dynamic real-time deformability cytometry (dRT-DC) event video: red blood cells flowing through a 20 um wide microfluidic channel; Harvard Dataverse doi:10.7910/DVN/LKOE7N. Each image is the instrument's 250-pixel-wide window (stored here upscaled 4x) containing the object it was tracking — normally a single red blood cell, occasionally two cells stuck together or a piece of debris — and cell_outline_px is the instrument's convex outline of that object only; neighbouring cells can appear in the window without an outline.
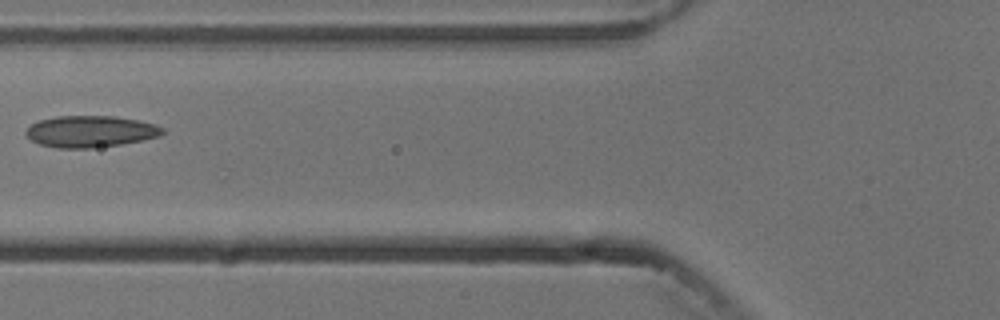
{"species": "common noctule bat (a hibernating species)", "species_latin": "Nyctalus noctula", "temperature_condition": "cold", "stored_images_in_passage": 4, "camera_frame_rate_fps": 3000, "um_per_image_px": 0.085, "animal": {"sex": "male", "body_mass_g": 13.3}, "frame": {"image": 1, "passage_image": 2, "time_ms": 1.333, "image_size_px": [1000, 320], "cell_outline_px": [[164, 132], [160, 136], [144, 140], [120, 144], [92, 148], [60, 148], [40, 144], [32, 140], [24, 132], [32, 124], [40, 120], [56, 116], [112, 116], [140, 120], [156, 124], [164, 128]], "centroid_in_image_um": [7.73, 11.17], "position_along_channel_um": 118.1, "area_um2": 25.09}}
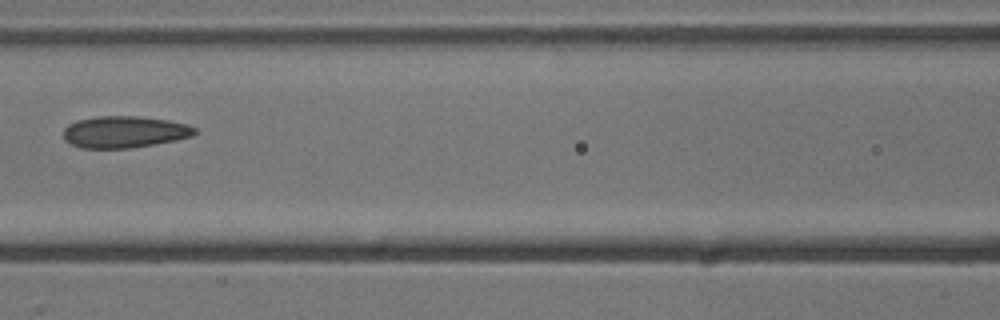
{"frame": {"image": 2, "passage_image": 3, "time_ms": 2.333, "image_size_px": [1000, 320], "cell_outline_px": [[200, 132], [192, 136], [176, 140], [128, 148], [80, 148], [64, 140], [64, 128], [68, 124], [76, 120], [96, 116], [136, 116], [168, 120], [188, 124], [196, 128]], "centroid_in_image_um": [10.58, 11.2], "position_along_channel_um": 156.0, "area_um2": 24.39}}
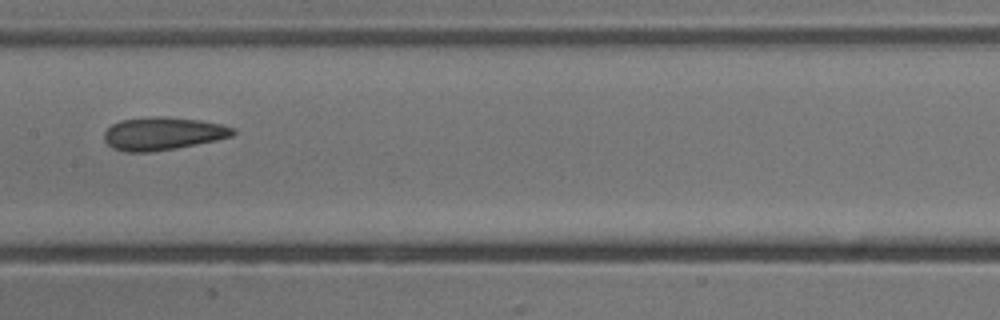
{"frame": {"image": 3, "passage_image": 4, "time_ms": 3.333, "image_size_px": [1000, 320], "cell_outline_px": [[236, 132], [232, 136], [216, 140], [176, 148], [148, 152], [124, 152], [112, 148], [104, 140], [104, 132], [112, 124], [120, 120], [148, 116], [164, 116], [200, 120], [224, 124], [236, 128]], "centroid_in_image_um": [13.85, 11.34], "position_along_channel_um": 193.6, "area_um2": 24.97}}